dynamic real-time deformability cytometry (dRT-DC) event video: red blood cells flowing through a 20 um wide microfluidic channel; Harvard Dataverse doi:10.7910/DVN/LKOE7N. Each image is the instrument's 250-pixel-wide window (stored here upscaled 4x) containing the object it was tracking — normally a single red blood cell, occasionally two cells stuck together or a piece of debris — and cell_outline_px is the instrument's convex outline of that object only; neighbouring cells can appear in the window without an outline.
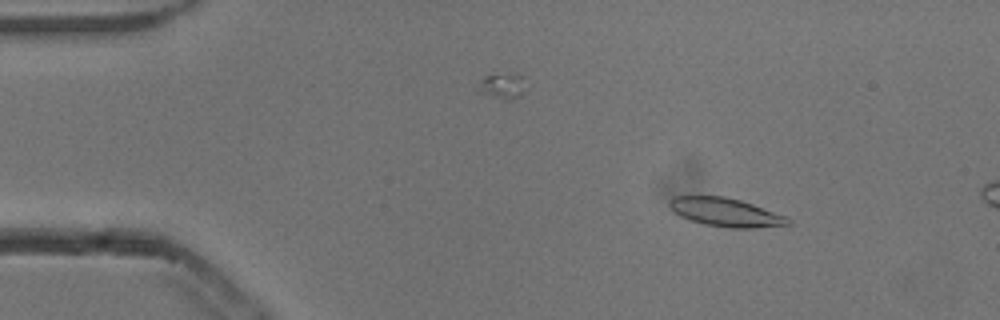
{"species": "common noctule bat (a hibernating species)", "species_latin": "Nyctalus noctula", "temperature_condition": "cold", "stored_images_in_passage": 13, "camera_frame_rate_fps": 3000, "um_per_image_px": 0.085, "animal": {"sex": "male", "body_mass_g": 13.3}, "frame": {"image": 1, "passage_image": 8, "time_ms": 2.333, "image_size_px": [1000, 320], "cell_outline_px": [[792, 224], [756, 228], [728, 228], [704, 224], [680, 216], [672, 212], [668, 204], [668, 200], [672, 196], [724, 196], [740, 200], [752, 204], [784, 216], [792, 220]], "centroid_in_image_um": [61.64, 18.04], "position_along_channel_um": 23.4, "area_um2": 19.71}}